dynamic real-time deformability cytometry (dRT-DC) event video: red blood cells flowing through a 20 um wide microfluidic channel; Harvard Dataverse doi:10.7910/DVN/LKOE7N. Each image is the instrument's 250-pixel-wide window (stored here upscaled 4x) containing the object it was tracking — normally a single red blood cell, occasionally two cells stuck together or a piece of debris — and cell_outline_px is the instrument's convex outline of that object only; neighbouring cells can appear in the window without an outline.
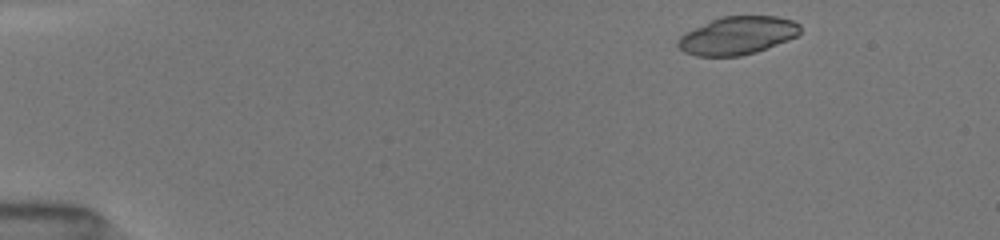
{"species": "common noctule bat (a hibernating species)", "species_latin": "Nyctalus noctula", "temperature_condition": "room temperature", "stored_images_in_passage": 45, "camera_frame_rate_fps": 3000, "um_per_image_px": 0.085, "animal": {"sex": "female", "body_mass_g": 19.5, "forearm_length_mm": 54.1}, "frame": {"image": 1, "passage_image": 1, "time_ms": 0.0, "image_size_px": [1000, 240], "cell_outline_px": [[800, 32], [796, 36], [788, 40], [756, 52], [740, 56], [696, 56], [684, 52], [676, 44], [676, 40], [680, 36], [720, 16], [776, 16], [792, 20], [800, 24]], "centroid_in_image_um": [62.69, 3.03], "position_along_channel_um": 22.3, "area_um2": 26.88}}
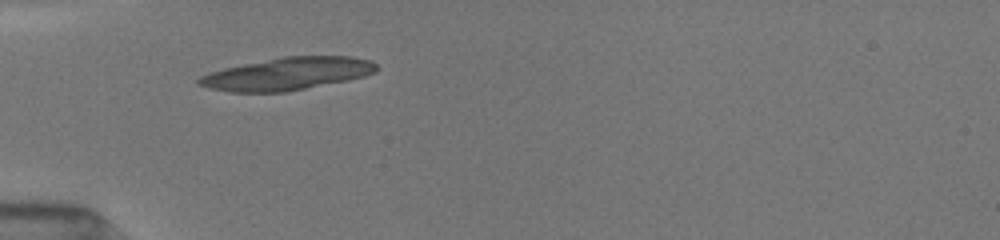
{"frame": {"image": 2, "passage_image": 11, "time_ms": 3.333, "image_size_px": [1000, 240], "cell_outline_px": [[380, 68], [376, 72], [364, 76], [348, 80], [284, 92], [228, 92], [208, 88], [196, 84], [196, 80], [200, 76], [208, 72], [224, 68], [280, 56], [352, 56], [372, 60]], "centroid_in_image_um": [24.41, 6.26], "position_along_channel_um": 60.6, "area_um2": 33.99}}